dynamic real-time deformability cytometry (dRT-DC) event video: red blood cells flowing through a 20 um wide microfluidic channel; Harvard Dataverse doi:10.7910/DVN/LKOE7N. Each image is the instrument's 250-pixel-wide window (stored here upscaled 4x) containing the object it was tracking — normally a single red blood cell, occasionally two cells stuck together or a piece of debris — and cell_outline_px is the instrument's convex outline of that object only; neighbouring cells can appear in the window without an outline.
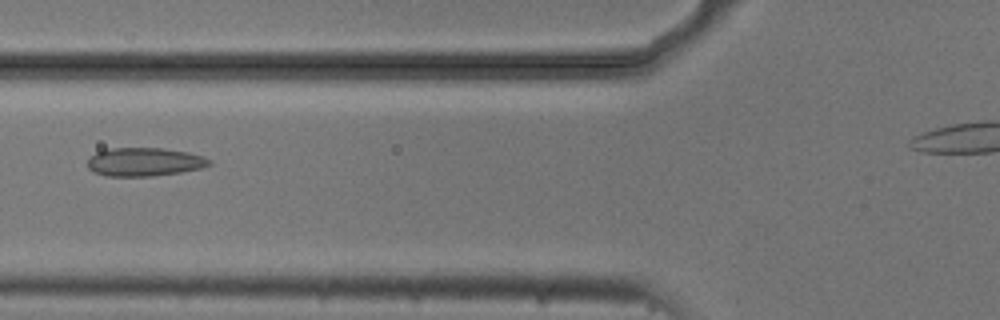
{"species": "common noctule bat (a hibernating species)", "species_latin": "Nyctalus noctula", "temperature_condition": "cold", "stored_images_in_passage": 5, "camera_frame_rate_fps": 3000, "um_per_image_px": 0.085, "animal": {"sex": "male", "body_mass_g": 20.5, "forearm_length_mm": 52.5}, "frame": {"image": 1, "passage_image": 5, "time_ms": 1.333, "image_size_px": [1000, 320], "cell_outline_px": [[212, 164], [200, 168], [180, 172], [152, 176], [104, 176], [92, 172], [88, 168], [88, 160], [96, 152], [112, 148], [164, 148], [188, 152], [204, 156], [212, 160]], "centroid_in_image_um": [12.28, 13.76], "position_along_channel_um": 113.5, "area_um2": 20.29}}